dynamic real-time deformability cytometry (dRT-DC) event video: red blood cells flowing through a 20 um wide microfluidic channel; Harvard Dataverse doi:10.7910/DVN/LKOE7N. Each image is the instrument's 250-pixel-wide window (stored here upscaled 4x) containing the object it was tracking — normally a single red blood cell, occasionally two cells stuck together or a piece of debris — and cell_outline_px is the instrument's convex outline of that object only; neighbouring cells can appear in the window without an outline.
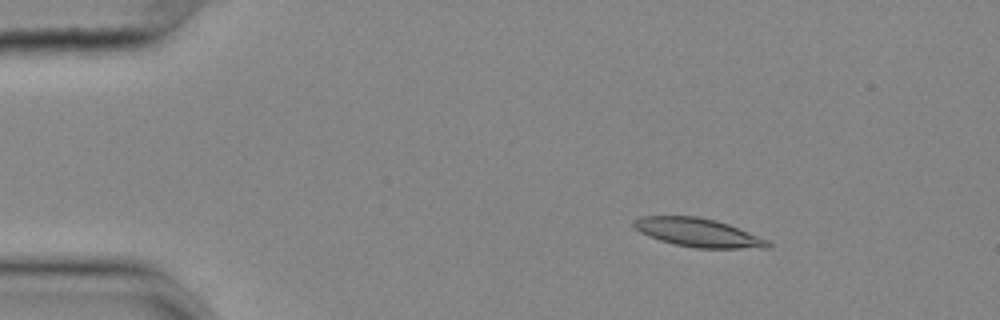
{"species": "common noctule bat (a hibernating species)", "species_latin": "Nyctalus noctula", "temperature_condition": "cold", "stored_images_in_passage": 56, "camera_frame_rate_fps": 3000, "um_per_image_px": 0.085, "animal": {"sex": "female", "body_mass_g": 25.1}, "frame": {"image": 1, "passage_image": 9, "time_ms": 2.667, "image_size_px": [1000, 320], "cell_outline_px": [[772, 248], [696, 248], [676, 244], [660, 240], [648, 236], [640, 232], [632, 224], [632, 220], [640, 216], [696, 216], [716, 220], [728, 224], [768, 240], [772, 244]], "centroid_in_image_um": [59.33, 19.77], "position_along_channel_um": 25.7, "area_um2": 22.25}}
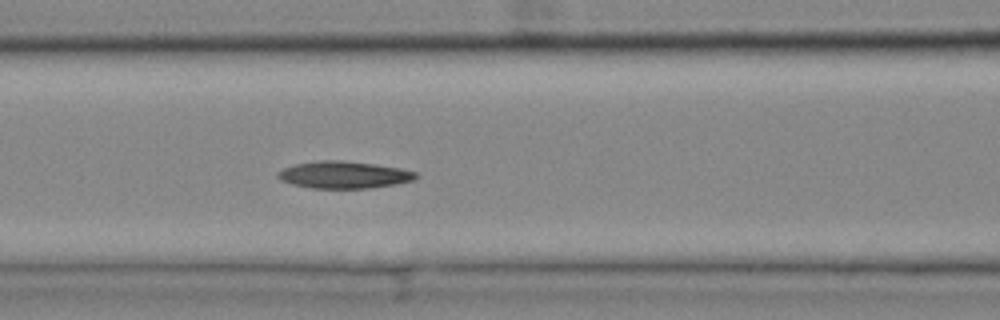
{"frame": {"image": 2, "passage_image": 24, "time_ms": 7.667, "image_size_px": [1000, 320], "cell_outline_px": [[420, 176], [416, 180], [396, 184], [372, 188], [312, 188], [292, 184], [280, 180], [276, 176], [276, 172], [284, 168], [296, 164], [320, 160], [340, 160], [376, 164], [400, 168], [416, 172]], "centroid_in_image_um": [29.26, 14.86], "position_along_channel_um": 137.3, "area_um2": 21.96}}
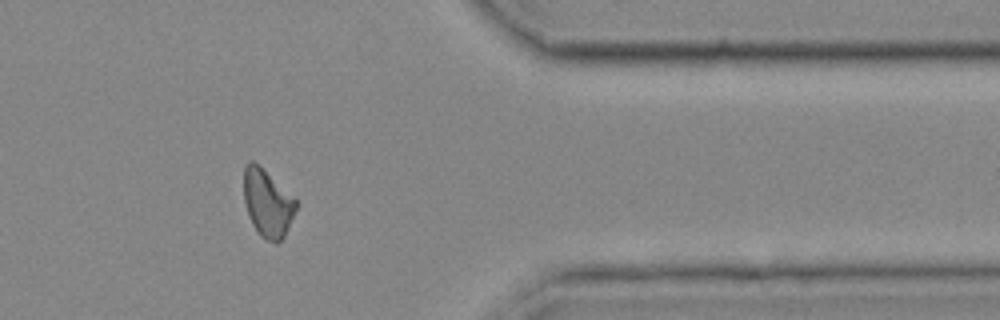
{"frame": {"image": 3, "passage_image": 46, "time_ms": 15.0, "image_size_px": [1000, 320], "cell_outline_px": [[300, 204], [284, 236], [276, 244], [260, 236], [252, 224], [248, 216], [244, 200], [244, 168], [248, 160], [252, 160], [296, 200]], "centroid_in_image_um": [22.74, 17.31], "position_along_channel_um": 388.7, "area_um2": 20.29}}